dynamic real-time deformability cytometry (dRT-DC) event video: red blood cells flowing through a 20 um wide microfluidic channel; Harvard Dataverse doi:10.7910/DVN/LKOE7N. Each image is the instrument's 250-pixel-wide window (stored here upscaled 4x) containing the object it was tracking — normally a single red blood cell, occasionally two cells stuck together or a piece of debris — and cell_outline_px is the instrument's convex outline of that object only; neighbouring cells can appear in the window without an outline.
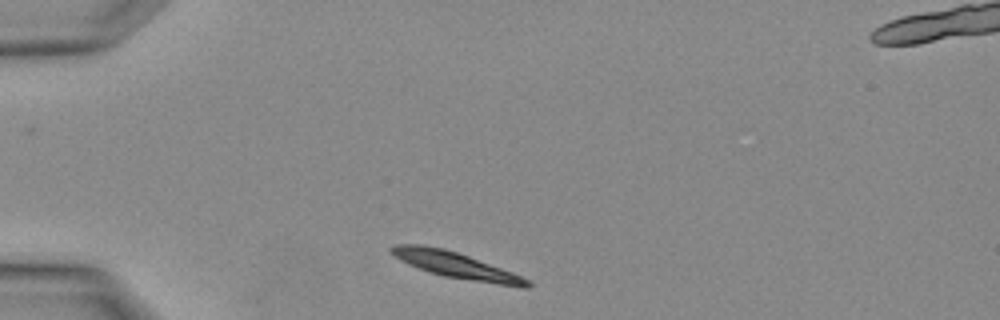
{"species": "Egyptian fruit bat (a non-hibernating species)", "species_latin": "Rousettus aegyptiacus", "temperature_condition": "warm", "stored_images_in_passage": 2, "camera_frame_rate_fps": 3000, "um_per_image_px": 0.085, "animal": {"sex": "female"}, "frame": {"image": 1, "passage_image": 1, "time_ms": 0.0, "image_size_px": [1000, 320], "cell_outline_px": [[532, 288], [524, 288], [444, 276], [408, 264], [400, 260], [388, 252], [388, 248], [392, 244], [424, 244], [444, 248], [468, 256], [512, 272], [528, 280], [532, 284]], "centroid_in_image_um": [38.7, 22.52], "position_along_channel_um": 46.3, "area_um2": 20.46}}